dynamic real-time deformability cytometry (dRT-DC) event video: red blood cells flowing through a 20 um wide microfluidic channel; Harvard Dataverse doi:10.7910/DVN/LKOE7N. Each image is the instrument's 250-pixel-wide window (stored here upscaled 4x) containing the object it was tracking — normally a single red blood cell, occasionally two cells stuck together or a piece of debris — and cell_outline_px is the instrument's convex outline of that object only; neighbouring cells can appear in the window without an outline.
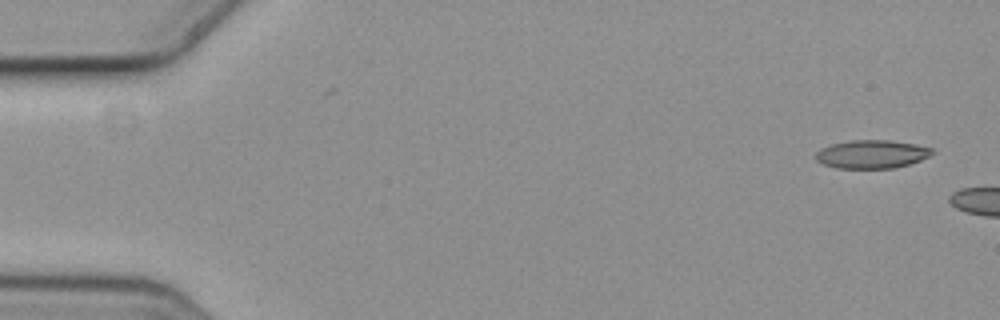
{"species": "common noctule bat (a hibernating species)", "species_latin": "Nyctalus noctula", "temperature_condition": "cold", "stored_images_in_passage": 6, "camera_frame_rate_fps": 3000, "um_per_image_px": 0.085, "animal": {"sex": "female", "body_mass_g": 19.3, "forearm_length_mm": 54.1}, "frame": {"image": 1, "passage_image": 1, "time_ms": 0.0, "image_size_px": [1000, 320], "cell_outline_px": [[936, 152], [920, 160], [908, 164], [892, 168], [836, 168], [824, 164], [816, 160], [816, 152], [820, 148], [832, 144], [852, 140], [888, 140], [916, 144], [932, 148]], "centroid_in_image_um": [74.1, 13.1], "position_along_channel_um": 10.9, "area_um2": 19.13}}
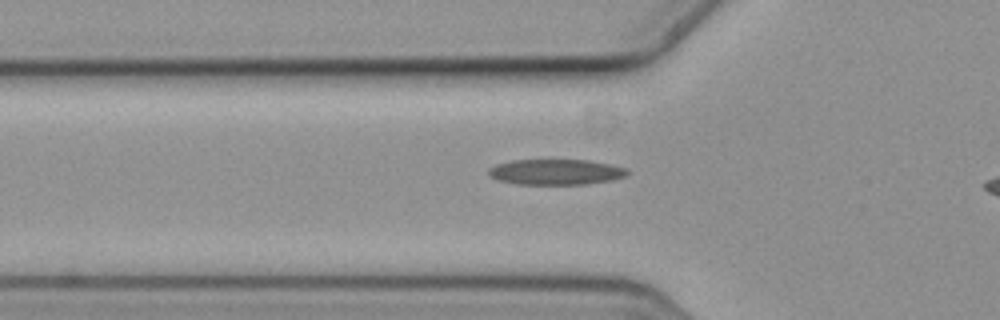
{"frame": {"image": 2, "passage_image": 5, "time_ms": 1.333, "image_size_px": [1000, 320], "cell_outline_px": [[628, 172], [624, 176], [612, 180], [584, 184], [516, 184], [500, 180], [488, 176], [488, 168], [496, 164], [512, 160], [588, 160], [608, 164], [624, 168]], "centroid_in_image_um": [47.18, 14.61], "position_along_channel_um": 78.6, "area_um2": 20.46}}